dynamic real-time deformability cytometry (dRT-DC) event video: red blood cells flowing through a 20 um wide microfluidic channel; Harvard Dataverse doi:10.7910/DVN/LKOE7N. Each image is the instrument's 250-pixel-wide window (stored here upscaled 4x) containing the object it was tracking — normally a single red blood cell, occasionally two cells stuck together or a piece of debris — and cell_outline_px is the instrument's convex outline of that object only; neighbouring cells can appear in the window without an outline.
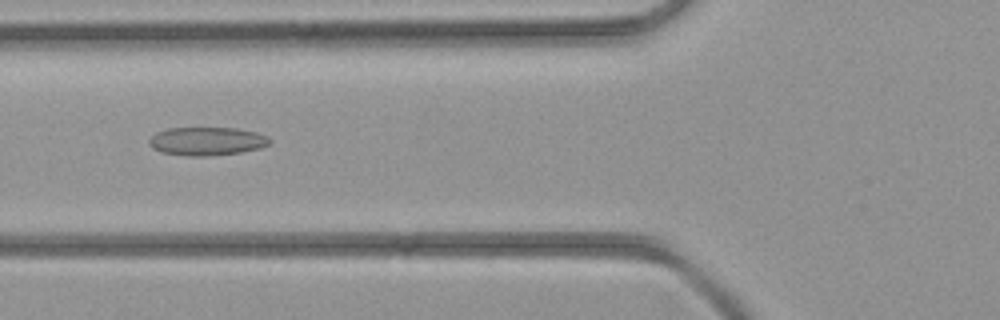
{"species": "common noctule bat (a hibernating species)", "species_latin": "Nyctalus noctula", "temperature_condition": "room temperature", "stored_images_in_passage": 32, "camera_frame_rate_fps": 3000, "um_per_image_px": 0.085, "animal": {"sex": "female", "body_mass_g": 21.9}, "frame": {"image": 1, "passage_image": 5, "time_ms": 1.333, "image_size_px": [1000, 320], "cell_outline_px": [[272, 140], [268, 144], [260, 148], [240, 152], [204, 156], [188, 156], [164, 152], [152, 148], [148, 144], [148, 140], [156, 132], [168, 128], [236, 128], [256, 132], [268, 136]], "centroid_in_image_um": [17.58, 11.99], "position_along_channel_um": 108.2, "area_um2": 19.83}}
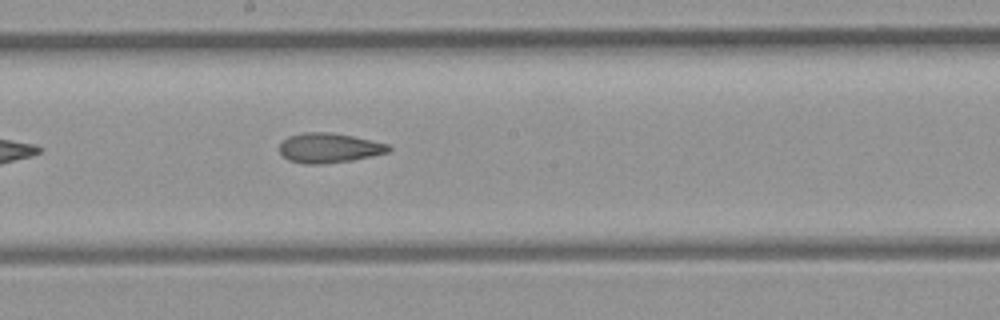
{"frame": {"image": 2, "passage_image": 12, "time_ms": 3.667, "image_size_px": [1000, 320], "cell_outline_px": [[392, 148], [388, 152], [372, 156], [352, 160], [320, 164], [304, 164], [288, 160], [280, 152], [280, 144], [288, 136], [304, 132], [332, 132], [352, 136], [388, 144]], "centroid_in_image_um": [27.96, 12.57], "position_along_channel_um": 220.2, "area_um2": 18.84}}
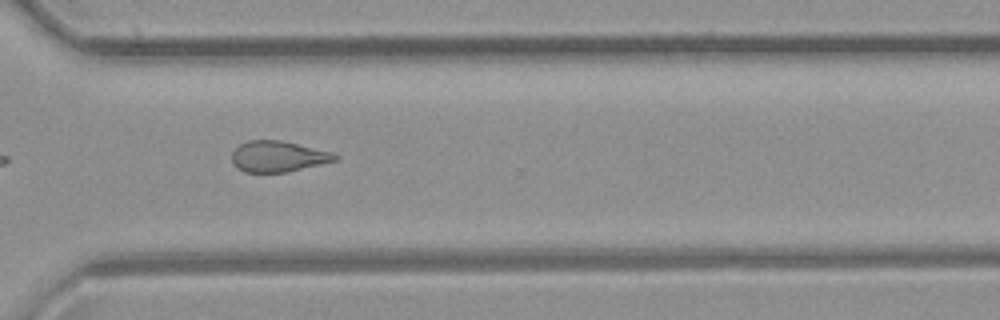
{"frame": {"image": 3, "passage_image": 20, "time_ms": 6.333, "image_size_px": [1000, 320], "cell_outline_px": [[340, 156], [336, 160], [284, 172], [244, 172], [232, 164], [232, 152], [240, 144], [248, 140], [280, 140], [332, 152]], "centroid_in_image_um": [23.59, 13.29], "position_along_channel_um": 347.0, "area_um2": 18.32}}